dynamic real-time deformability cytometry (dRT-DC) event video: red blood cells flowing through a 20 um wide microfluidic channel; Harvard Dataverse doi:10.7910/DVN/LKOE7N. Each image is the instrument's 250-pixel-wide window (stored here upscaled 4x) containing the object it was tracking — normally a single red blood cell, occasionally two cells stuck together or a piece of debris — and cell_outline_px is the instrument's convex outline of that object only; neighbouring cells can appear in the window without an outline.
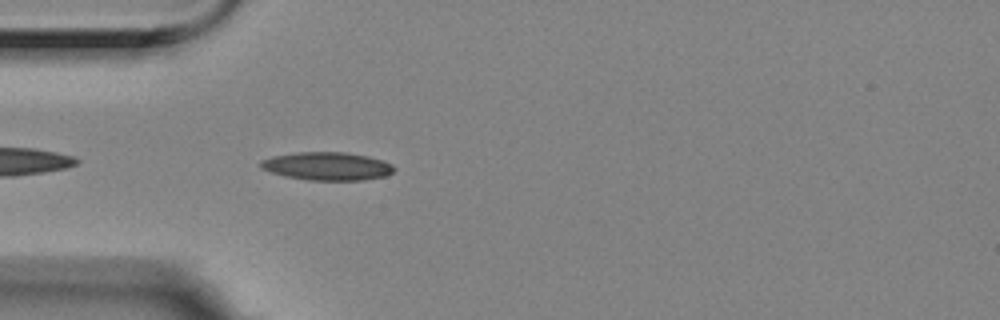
{"species": "Egyptian fruit bat (a non-hibernating species)", "species_latin": "Rousettus aegyptiacus", "temperature_condition": "room temperature", "stored_images_in_passage": 4, "camera_frame_rate_fps": 3000, "um_per_image_px": 0.085, "animal": {"sex": "female"}, "frame": {"image": 1, "passage_image": 4, "time_ms": 1.0, "image_size_px": [1000, 320], "cell_outline_px": [[396, 168], [388, 176], [364, 180], [308, 180], [284, 176], [268, 172], [260, 168], [260, 160], [272, 156], [300, 152], [344, 152], [368, 156], [392, 164]], "centroid_in_image_um": [27.79, 14.13], "position_along_channel_um": 57.2, "area_um2": 22.02}}